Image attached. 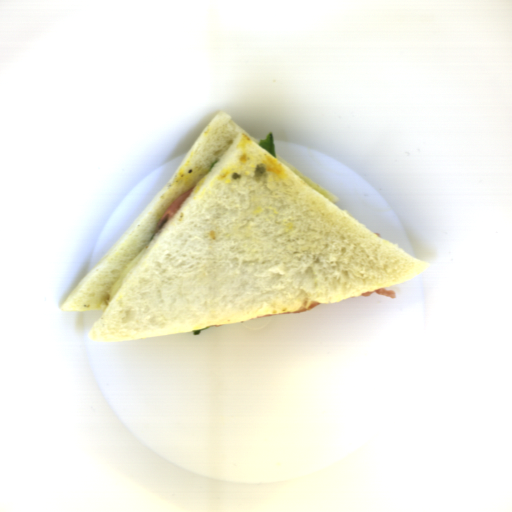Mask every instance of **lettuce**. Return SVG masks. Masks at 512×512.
Here are the masks:
<instances>
[{
	"instance_id": "obj_2",
	"label": "lettuce",
	"mask_w": 512,
	"mask_h": 512,
	"mask_svg": "<svg viewBox=\"0 0 512 512\" xmlns=\"http://www.w3.org/2000/svg\"><path fill=\"white\" fill-rule=\"evenodd\" d=\"M208 328H210V326H209V327H205V328H201V329L191 330V333H192V335H193V336H197V335H199L202 331H204L205 329H208Z\"/></svg>"
},
{
	"instance_id": "obj_3",
	"label": "lettuce",
	"mask_w": 512,
	"mask_h": 512,
	"mask_svg": "<svg viewBox=\"0 0 512 512\" xmlns=\"http://www.w3.org/2000/svg\"><path fill=\"white\" fill-rule=\"evenodd\" d=\"M219 160L220 159H216L214 162L211 163V165H210V167L208 169L209 172L212 171L213 167L219 162Z\"/></svg>"
},
{
	"instance_id": "obj_1",
	"label": "lettuce",
	"mask_w": 512,
	"mask_h": 512,
	"mask_svg": "<svg viewBox=\"0 0 512 512\" xmlns=\"http://www.w3.org/2000/svg\"><path fill=\"white\" fill-rule=\"evenodd\" d=\"M258 146H260L261 148H263L264 150H266L267 152H269L270 154L277 158L274 134L270 130L267 133L266 137L260 140Z\"/></svg>"
}]
</instances>
